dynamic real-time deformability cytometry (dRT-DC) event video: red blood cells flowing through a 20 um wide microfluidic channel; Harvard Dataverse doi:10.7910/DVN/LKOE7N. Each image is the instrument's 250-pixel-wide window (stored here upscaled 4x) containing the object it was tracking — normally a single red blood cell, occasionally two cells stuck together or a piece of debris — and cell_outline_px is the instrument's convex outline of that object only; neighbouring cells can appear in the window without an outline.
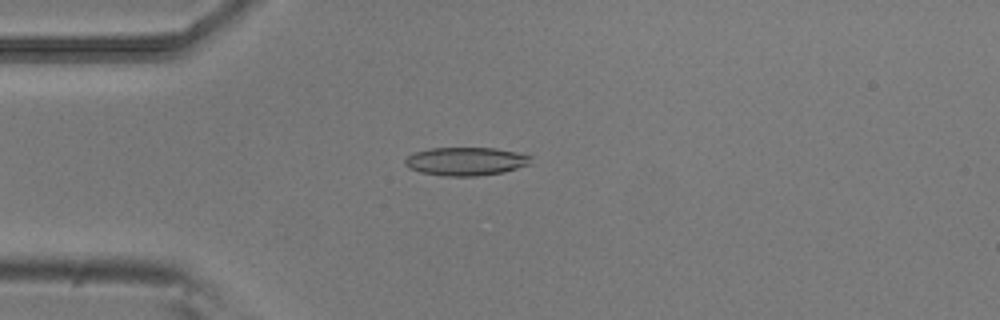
{"species": "common noctule bat (a hibernating species)", "species_latin": "Nyctalus noctula", "temperature_condition": "room temperature", "stored_images_in_passage": 40, "camera_frame_rate_fps": 3000, "um_per_image_px": 0.085, "animal": {"sex": "male", "body_mass_g": 20.5, "forearm_length_mm": 52.5}, "frame": {"image": 1, "passage_image": 1, "time_ms": 0.0, "image_size_px": [1000, 320], "cell_outline_px": [[532, 164], [504, 172], [476, 176], [444, 176], [420, 172], [408, 168], [404, 164], [404, 160], [408, 156], [416, 152], [432, 148], [496, 148], [516, 152], [532, 156]], "centroid_in_image_um": [39.62, 13.72], "position_along_channel_um": 45.4, "area_um2": 20.87}}
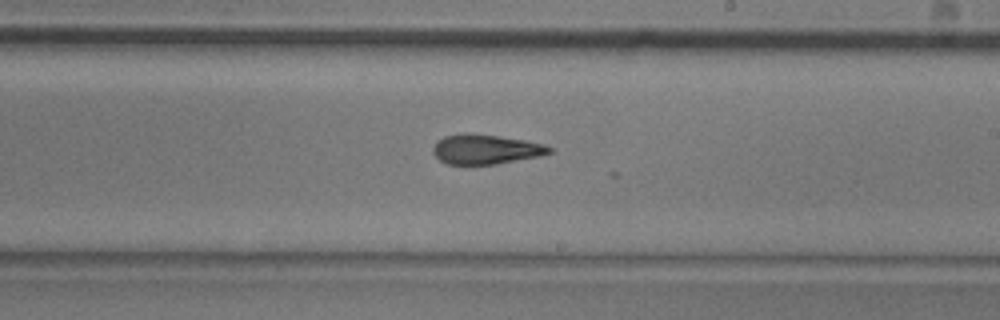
{"frame": {"image": 2, "passage_image": 18, "time_ms": 5.667, "image_size_px": [1000, 320], "cell_outline_px": [[552, 152], [540, 156], [496, 164], [448, 164], [440, 160], [432, 152], [432, 148], [436, 140], [444, 136], [464, 132], [472, 132], [500, 136], [524, 140], [544, 144], [552, 148]], "centroid_in_image_um": [41.25, 12.67], "position_along_channel_um": 247.7, "area_um2": 20.35}}
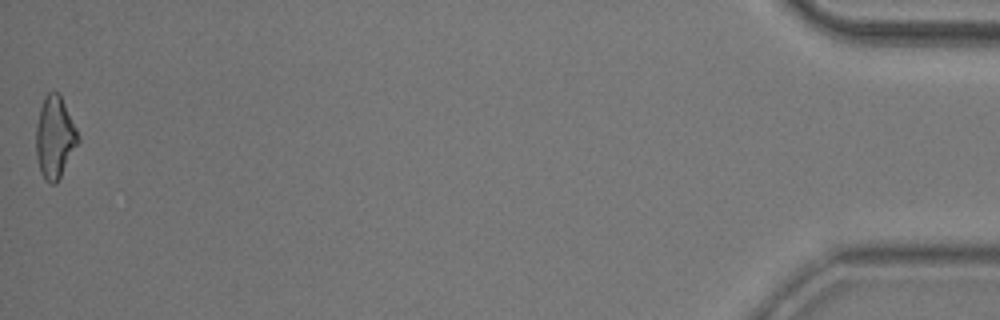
{"frame": {"image": 3, "passage_image": 40, "time_ms": 13.0, "image_size_px": [1000, 320], "cell_outline_px": [[80, 140], [56, 184], [52, 184], [44, 180], [40, 172], [36, 156], [36, 124], [40, 108], [44, 96], [48, 92], [60, 92], [76, 128]], "centroid_in_image_um": [4.64, 11.66], "position_along_channel_um": 430.6, "area_um2": 20.17}}